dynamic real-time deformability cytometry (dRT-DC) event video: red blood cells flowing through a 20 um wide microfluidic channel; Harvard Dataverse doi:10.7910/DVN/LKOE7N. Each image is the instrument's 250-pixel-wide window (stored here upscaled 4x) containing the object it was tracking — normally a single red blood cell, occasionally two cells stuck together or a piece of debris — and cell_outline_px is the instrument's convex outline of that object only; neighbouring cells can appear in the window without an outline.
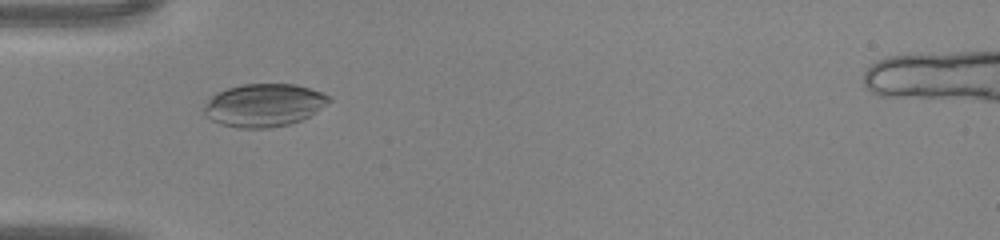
{"species": "common noctule bat (a hibernating species)", "species_latin": "Nyctalus noctula", "temperature_condition": "warm", "stored_images_in_passage": 45, "camera_frame_rate_fps": 3000, "um_per_image_px": 0.085, "animal": {"sex": "male", "body_mass_g": 20.0, "forearm_length_mm": 53.3}, "frame": {"image": 1, "passage_image": 14, "time_ms": 4.333, "image_size_px": [1000, 240], "cell_outline_px": [[332, 100], [328, 104], [316, 112], [300, 120], [288, 124], [268, 128], [240, 128], [220, 124], [204, 116], [204, 108], [208, 100], [212, 96], [228, 88], [244, 84], [296, 84], [332, 96]], "centroid_in_image_um": [22.46, 8.94], "position_along_channel_um": 62.5, "area_um2": 31.1}}
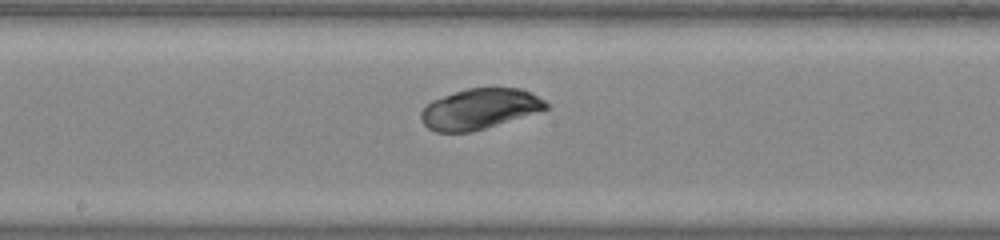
{"frame": {"image": 2, "passage_image": 24, "time_ms": 7.667, "image_size_px": [1000, 240], "cell_outline_px": [[548, 108], [472, 132], [436, 132], [428, 128], [420, 120], [420, 112], [432, 100], [468, 88], [520, 88], [544, 100], [548, 104]], "centroid_in_image_um": [40.71, 9.26], "position_along_channel_um": 207.5, "area_um2": 28.96}}
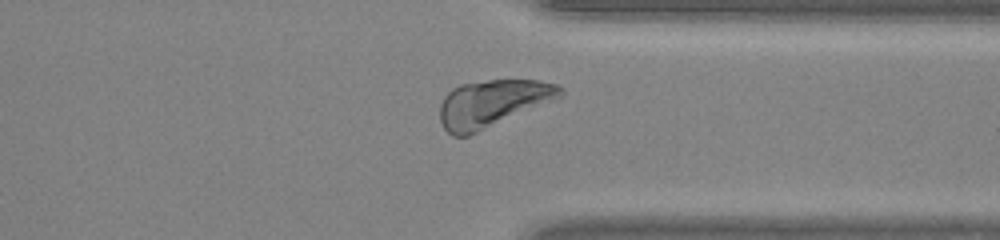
{"frame": {"image": 3, "passage_image": 35, "time_ms": 11.333, "image_size_px": [1000, 240], "cell_outline_px": [[564, 92], [556, 100], [468, 136], [452, 136], [444, 128], [440, 120], [440, 104], [444, 96], [452, 88], [460, 84], [488, 80], [536, 80], [556, 84], [564, 88]], "centroid_in_image_um": [41.86, 8.79], "position_along_channel_um": 369.5, "area_um2": 33.18}}